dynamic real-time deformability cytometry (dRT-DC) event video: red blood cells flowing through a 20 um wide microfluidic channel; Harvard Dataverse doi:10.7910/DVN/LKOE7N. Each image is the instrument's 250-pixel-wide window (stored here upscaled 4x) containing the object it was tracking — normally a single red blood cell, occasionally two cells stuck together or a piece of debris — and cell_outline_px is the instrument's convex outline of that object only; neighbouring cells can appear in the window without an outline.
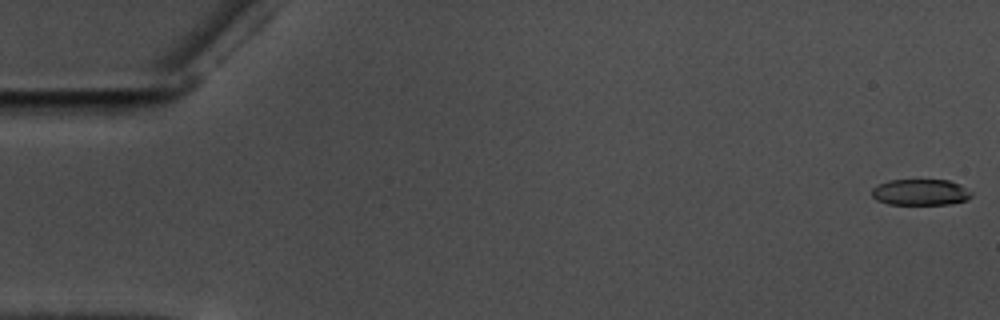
{"species": "common noctule bat (a hibernating species)", "species_latin": "Nyctalus noctula", "temperature_condition": "warm", "stored_images_in_passage": 58, "camera_frame_rate_fps": 3000, "um_per_image_px": 0.085, "animal": {"sex": "male", "body_mass_g": 17.5, "forearm_length_mm": 52.3}, "frame": {"image": 1, "passage_image": 1, "time_ms": 0.0, "image_size_px": [1000, 320], "cell_outline_px": [[972, 196], [968, 200], [952, 204], [888, 204], [876, 200], [872, 196], [872, 188], [888, 180], [948, 180], [960, 184], [972, 192]], "centroid_in_image_um": [78.27, 16.34], "position_along_channel_um": 6.7, "area_um2": 15.26}}
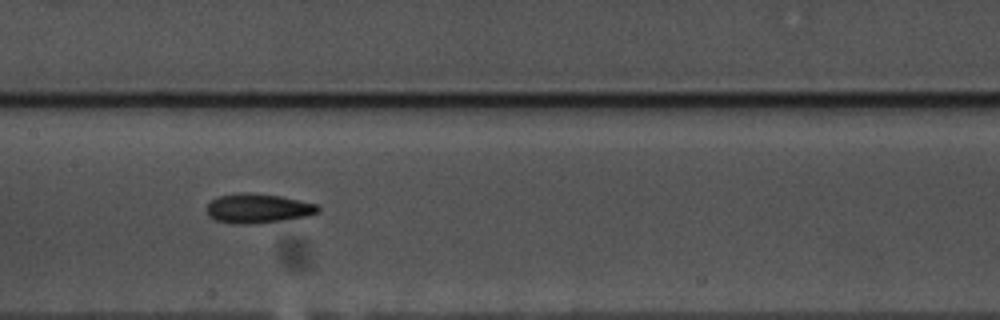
{"frame": {"image": 2, "passage_image": 29, "time_ms": 9.333, "image_size_px": [1000, 320], "cell_outline_px": [[320, 212], [308, 216], [284, 220], [252, 224], [232, 224], [216, 220], [208, 216], [208, 204], [212, 200], [220, 196], [236, 192], [252, 192], [280, 196], [316, 204], [320, 208]], "centroid_in_image_um": [21.93, 17.71], "position_along_channel_um": 185.5, "area_um2": 19.19}}
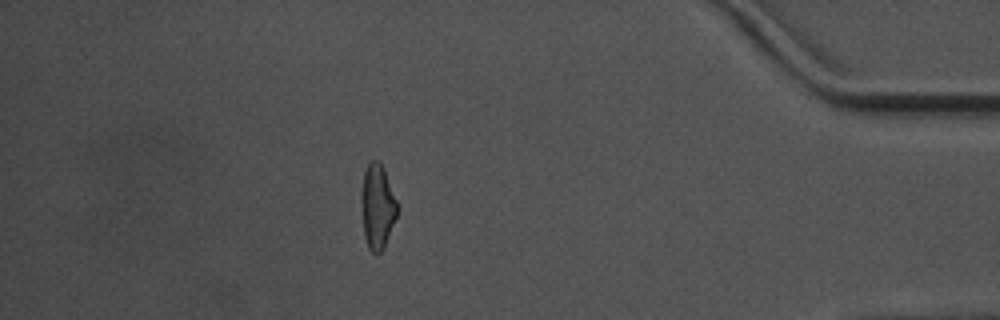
{"frame": {"image": 3, "passage_image": 51, "time_ms": 16.667, "image_size_px": [1000, 320], "cell_outline_px": [[396, 216], [384, 248], [376, 256], [368, 248], [364, 236], [364, 172], [368, 164], [372, 160], [380, 160], [384, 168], [396, 200]], "centroid_in_image_um": [32.12, 17.58], "position_along_channel_um": 403.1, "area_um2": 16.76}, "authors_computed_cell_mechanics": {"area_um2": 17.7446, "velocity_mm_per_s": 3.57, "shape_relaxation_time_tau1_ms": 4.2169, "shape_relaxation_time_tau2_ms": 5.5859, "deformation_change_tau1": 0.1363, "deformation_change_tau2": 0.1534}}